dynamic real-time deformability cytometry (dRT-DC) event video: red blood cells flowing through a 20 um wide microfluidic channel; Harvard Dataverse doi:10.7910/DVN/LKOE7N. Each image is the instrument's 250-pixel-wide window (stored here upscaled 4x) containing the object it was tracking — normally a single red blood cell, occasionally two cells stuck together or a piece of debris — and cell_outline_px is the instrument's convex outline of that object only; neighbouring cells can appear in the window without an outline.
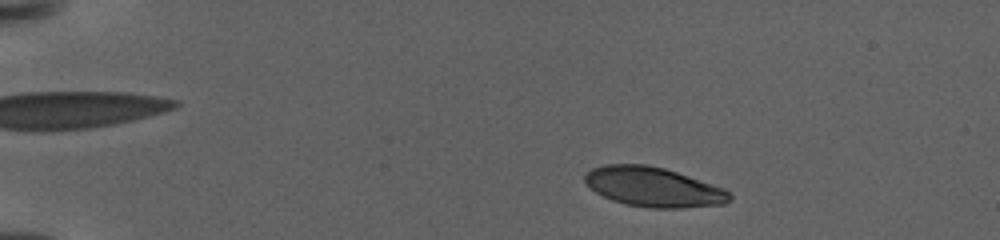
{"species": "human", "species_latin": "Homo sapiens", "temperature_condition": "warm", "stored_images_in_passage": 63, "camera_frame_rate_fps": 3000, "um_per_image_px": 0.085, "donor": {"sex": "female"}, "frame": {"image": 1, "passage_image": 8, "time_ms": 2.667, "image_size_px": [1000, 240], "cell_outline_px": [[732, 200], [724, 204], [680, 208], [648, 208], [624, 204], [612, 200], [596, 192], [584, 180], [584, 176], [592, 168], [604, 164], [648, 164], [664, 168], [724, 188], [732, 196]], "centroid_in_image_um": [55.54, 15.9], "position_along_channel_um": 29.5, "area_um2": 33.35}}
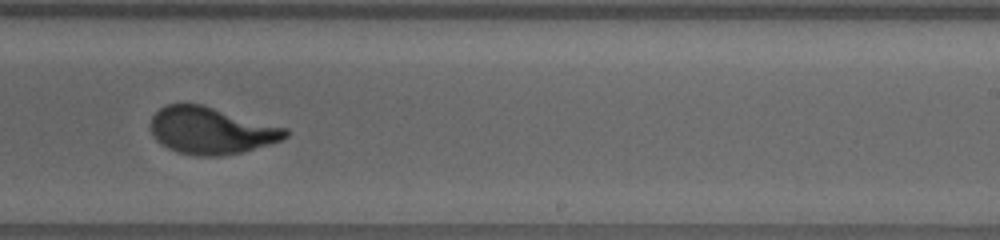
{"frame": {"image": 2, "passage_image": 40, "time_ms": 14.333, "image_size_px": [1000, 240], "cell_outline_px": [[288, 136], [280, 140], [244, 152], [220, 156], [196, 156], [176, 152], [160, 144], [152, 136], [152, 116], [160, 108], [168, 104], [200, 104], [288, 128]], "centroid_in_image_um": [17.94, 11.11], "position_along_channel_um": 271.1, "area_um2": 36.76}}
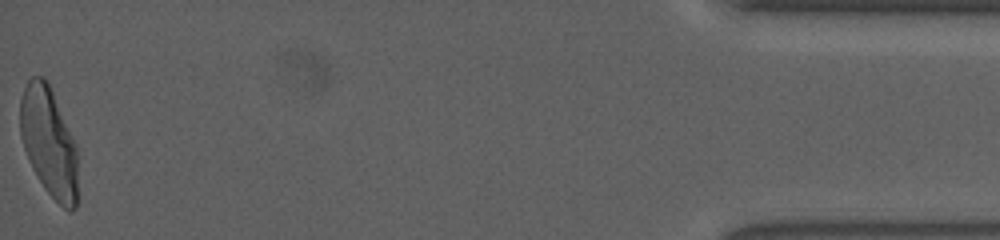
{"frame": {"image": 3, "passage_image": 63, "time_ms": 22.667, "image_size_px": [1000, 240], "cell_outline_px": [[76, 208], [72, 212], [68, 212], [44, 188], [32, 168], [24, 148], [20, 136], [20, 100], [24, 88], [28, 80], [32, 76], [44, 76], [52, 92], [76, 144]], "centroid_in_image_um": [4.13, 12.07], "position_along_channel_um": 431.1, "area_um2": 36.24}, "authors_computed_cell_mechanics": {"area_um2": 36.2406, "velocity_mm_per_s": 2.903, "shape_relaxation_time_tau1_ms": 4.6235, "shape_relaxation_time_tau2_ms": null, "deformation_change_tau1": 0.2091, "deformation_change_tau2": null}}